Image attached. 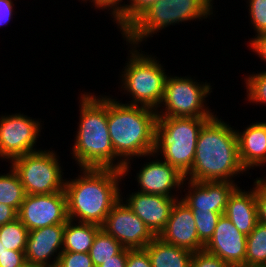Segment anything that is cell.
Here are the masks:
<instances>
[{
  "label": "cell",
  "instance_id": "cell-1",
  "mask_svg": "<svg viewBox=\"0 0 266 267\" xmlns=\"http://www.w3.org/2000/svg\"><path fill=\"white\" fill-rule=\"evenodd\" d=\"M116 100L107 96V123L115 159L118 160L117 170L127 175L131 168L129 160L134 156L157 157L153 153L157 113L149 107L123 104Z\"/></svg>",
  "mask_w": 266,
  "mask_h": 267
},
{
  "label": "cell",
  "instance_id": "cell-2",
  "mask_svg": "<svg viewBox=\"0 0 266 267\" xmlns=\"http://www.w3.org/2000/svg\"><path fill=\"white\" fill-rule=\"evenodd\" d=\"M245 171L239 158L236 130L215 115L200 129L193 165L185 179L234 182L232 177Z\"/></svg>",
  "mask_w": 266,
  "mask_h": 267
},
{
  "label": "cell",
  "instance_id": "cell-3",
  "mask_svg": "<svg viewBox=\"0 0 266 267\" xmlns=\"http://www.w3.org/2000/svg\"><path fill=\"white\" fill-rule=\"evenodd\" d=\"M81 171L83 175L76 179H65L68 219L102 226L122 197L118 183L123 171L111 168H81Z\"/></svg>",
  "mask_w": 266,
  "mask_h": 267
},
{
  "label": "cell",
  "instance_id": "cell-4",
  "mask_svg": "<svg viewBox=\"0 0 266 267\" xmlns=\"http://www.w3.org/2000/svg\"><path fill=\"white\" fill-rule=\"evenodd\" d=\"M90 94L80 96L79 128L71 154L80 169H117L107 123V96Z\"/></svg>",
  "mask_w": 266,
  "mask_h": 267
},
{
  "label": "cell",
  "instance_id": "cell-5",
  "mask_svg": "<svg viewBox=\"0 0 266 267\" xmlns=\"http://www.w3.org/2000/svg\"><path fill=\"white\" fill-rule=\"evenodd\" d=\"M212 0H158L143 10L123 31L132 46L179 22L208 18L213 14Z\"/></svg>",
  "mask_w": 266,
  "mask_h": 267
},
{
  "label": "cell",
  "instance_id": "cell-6",
  "mask_svg": "<svg viewBox=\"0 0 266 267\" xmlns=\"http://www.w3.org/2000/svg\"><path fill=\"white\" fill-rule=\"evenodd\" d=\"M209 119L211 118H157L153 153H161L167 163L185 175L193 165L200 129Z\"/></svg>",
  "mask_w": 266,
  "mask_h": 267
},
{
  "label": "cell",
  "instance_id": "cell-7",
  "mask_svg": "<svg viewBox=\"0 0 266 267\" xmlns=\"http://www.w3.org/2000/svg\"><path fill=\"white\" fill-rule=\"evenodd\" d=\"M136 47H131L129 61L122 71L121 88L131 94L133 100L129 101L130 105L158 110L162 106L168 75L155 57L145 55L143 51L140 53Z\"/></svg>",
  "mask_w": 266,
  "mask_h": 267
},
{
  "label": "cell",
  "instance_id": "cell-8",
  "mask_svg": "<svg viewBox=\"0 0 266 267\" xmlns=\"http://www.w3.org/2000/svg\"><path fill=\"white\" fill-rule=\"evenodd\" d=\"M56 155L53 150H39L19 156L10 162L26 194H52L65 191V180Z\"/></svg>",
  "mask_w": 266,
  "mask_h": 267
},
{
  "label": "cell",
  "instance_id": "cell-9",
  "mask_svg": "<svg viewBox=\"0 0 266 267\" xmlns=\"http://www.w3.org/2000/svg\"><path fill=\"white\" fill-rule=\"evenodd\" d=\"M211 89L207 82L200 84L191 77L167 76L161 102L165 106L162 110L165 111L156 110L157 118H213L214 112H210L204 105Z\"/></svg>",
  "mask_w": 266,
  "mask_h": 267
},
{
  "label": "cell",
  "instance_id": "cell-10",
  "mask_svg": "<svg viewBox=\"0 0 266 267\" xmlns=\"http://www.w3.org/2000/svg\"><path fill=\"white\" fill-rule=\"evenodd\" d=\"M40 128L39 120L21 113L1 116L0 157L11 162L19 156L39 151L34 146L39 138Z\"/></svg>",
  "mask_w": 266,
  "mask_h": 267
},
{
  "label": "cell",
  "instance_id": "cell-11",
  "mask_svg": "<svg viewBox=\"0 0 266 267\" xmlns=\"http://www.w3.org/2000/svg\"><path fill=\"white\" fill-rule=\"evenodd\" d=\"M17 218L28 231L54 224H65L68 220L65 191L52 194H26Z\"/></svg>",
  "mask_w": 266,
  "mask_h": 267
},
{
  "label": "cell",
  "instance_id": "cell-12",
  "mask_svg": "<svg viewBox=\"0 0 266 267\" xmlns=\"http://www.w3.org/2000/svg\"><path fill=\"white\" fill-rule=\"evenodd\" d=\"M101 228L127 249H143L156 237L123 202V197L113 206Z\"/></svg>",
  "mask_w": 266,
  "mask_h": 267
},
{
  "label": "cell",
  "instance_id": "cell-13",
  "mask_svg": "<svg viewBox=\"0 0 266 267\" xmlns=\"http://www.w3.org/2000/svg\"><path fill=\"white\" fill-rule=\"evenodd\" d=\"M246 246L247 236L223 214L204 249L221 258L230 267H245Z\"/></svg>",
  "mask_w": 266,
  "mask_h": 267
},
{
  "label": "cell",
  "instance_id": "cell-14",
  "mask_svg": "<svg viewBox=\"0 0 266 267\" xmlns=\"http://www.w3.org/2000/svg\"><path fill=\"white\" fill-rule=\"evenodd\" d=\"M64 230L65 224H54L29 231L24 252L26 263L43 267H52L58 264L59 257L63 252ZM52 256L55 258L50 263L49 259Z\"/></svg>",
  "mask_w": 266,
  "mask_h": 267
},
{
  "label": "cell",
  "instance_id": "cell-15",
  "mask_svg": "<svg viewBox=\"0 0 266 267\" xmlns=\"http://www.w3.org/2000/svg\"><path fill=\"white\" fill-rule=\"evenodd\" d=\"M164 242L196 252L204 249L199 240L194 215L189 206L177 199L172 207L170 217L158 235Z\"/></svg>",
  "mask_w": 266,
  "mask_h": 267
},
{
  "label": "cell",
  "instance_id": "cell-16",
  "mask_svg": "<svg viewBox=\"0 0 266 267\" xmlns=\"http://www.w3.org/2000/svg\"><path fill=\"white\" fill-rule=\"evenodd\" d=\"M188 181V193L180 199L191 210H208L222 214L230 195L238 187L235 182L229 181Z\"/></svg>",
  "mask_w": 266,
  "mask_h": 267
},
{
  "label": "cell",
  "instance_id": "cell-17",
  "mask_svg": "<svg viewBox=\"0 0 266 267\" xmlns=\"http://www.w3.org/2000/svg\"><path fill=\"white\" fill-rule=\"evenodd\" d=\"M125 203L145 223L151 232L158 236L164 229L177 197L134 192Z\"/></svg>",
  "mask_w": 266,
  "mask_h": 267
},
{
  "label": "cell",
  "instance_id": "cell-18",
  "mask_svg": "<svg viewBox=\"0 0 266 267\" xmlns=\"http://www.w3.org/2000/svg\"><path fill=\"white\" fill-rule=\"evenodd\" d=\"M136 176L141 188L138 192L166 197L177 196L171 194V190H179L186 181L185 176L176 167L158 159L143 165Z\"/></svg>",
  "mask_w": 266,
  "mask_h": 267
},
{
  "label": "cell",
  "instance_id": "cell-19",
  "mask_svg": "<svg viewBox=\"0 0 266 267\" xmlns=\"http://www.w3.org/2000/svg\"><path fill=\"white\" fill-rule=\"evenodd\" d=\"M251 191L237 187L228 199L224 215L231 220L237 229L248 236L258 223L256 205V180Z\"/></svg>",
  "mask_w": 266,
  "mask_h": 267
},
{
  "label": "cell",
  "instance_id": "cell-20",
  "mask_svg": "<svg viewBox=\"0 0 266 267\" xmlns=\"http://www.w3.org/2000/svg\"><path fill=\"white\" fill-rule=\"evenodd\" d=\"M239 158L244 169L264 166L266 163V122L250 124L243 132L236 131Z\"/></svg>",
  "mask_w": 266,
  "mask_h": 267
},
{
  "label": "cell",
  "instance_id": "cell-21",
  "mask_svg": "<svg viewBox=\"0 0 266 267\" xmlns=\"http://www.w3.org/2000/svg\"><path fill=\"white\" fill-rule=\"evenodd\" d=\"M152 267H190L193 252L164 242L156 236L144 248Z\"/></svg>",
  "mask_w": 266,
  "mask_h": 267
},
{
  "label": "cell",
  "instance_id": "cell-22",
  "mask_svg": "<svg viewBox=\"0 0 266 267\" xmlns=\"http://www.w3.org/2000/svg\"><path fill=\"white\" fill-rule=\"evenodd\" d=\"M101 229V226L92 223L78 222L76 225L68 219L65 223L63 251L89 253L96 234Z\"/></svg>",
  "mask_w": 266,
  "mask_h": 267
},
{
  "label": "cell",
  "instance_id": "cell-23",
  "mask_svg": "<svg viewBox=\"0 0 266 267\" xmlns=\"http://www.w3.org/2000/svg\"><path fill=\"white\" fill-rule=\"evenodd\" d=\"M245 267H266V224L258 222L247 236Z\"/></svg>",
  "mask_w": 266,
  "mask_h": 267
},
{
  "label": "cell",
  "instance_id": "cell-24",
  "mask_svg": "<svg viewBox=\"0 0 266 267\" xmlns=\"http://www.w3.org/2000/svg\"><path fill=\"white\" fill-rule=\"evenodd\" d=\"M10 170L7 174H0V204L9 205L18 212L26 192L17 172L12 166Z\"/></svg>",
  "mask_w": 266,
  "mask_h": 267
},
{
  "label": "cell",
  "instance_id": "cell-25",
  "mask_svg": "<svg viewBox=\"0 0 266 267\" xmlns=\"http://www.w3.org/2000/svg\"><path fill=\"white\" fill-rule=\"evenodd\" d=\"M124 247L113 236L108 235L101 229L94 239L89 250L94 267H99L105 261L112 259V256L118 254Z\"/></svg>",
  "mask_w": 266,
  "mask_h": 267
},
{
  "label": "cell",
  "instance_id": "cell-26",
  "mask_svg": "<svg viewBox=\"0 0 266 267\" xmlns=\"http://www.w3.org/2000/svg\"><path fill=\"white\" fill-rule=\"evenodd\" d=\"M28 232L26 226L16 218L0 226V241L6 250L25 251Z\"/></svg>",
  "mask_w": 266,
  "mask_h": 267
},
{
  "label": "cell",
  "instance_id": "cell-27",
  "mask_svg": "<svg viewBox=\"0 0 266 267\" xmlns=\"http://www.w3.org/2000/svg\"><path fill=\"white\" fill-rule=\"evenodd\" d=\"M199 240L206 245L212 238L218 219L223 215L220 212L208 210H192Z\"/></svg>",
  "mask_w": 266,
  "mask_h": 267
},
{
  "label": "cell",
  "instance_id": "cell-28",
  "mask_svg": "<svg viewBox=\"0 0 266 267\" xmlns=\"http://www.w3.org/2000/svg\"><path fill=\"white\" fill-rule=\"evenodd\" d=\"M248 76L245 79L248 100L256 104H266V71Z\"/></svg>",
  "mask_w": 266,
  "mask_h": 267
},
{
  "label": "cell",
  "instance_id": "cell-29",
  "mask_svg": "<svg viewBox=\"0 0 266 267\" xmlns=\"http://www.w3.org/2000/svg\"><path fill=\"white\" fill-rule=\"evenodd\" d=\"M158 0H130L125 4L124 15L116 22L123 31L143 10Z\"/></svg>",
  "mask_w": 266,
  "mask_h": 267
},
{
  "label": "cell",
  "instance_id": "cell-30",
  "mask_svg": "<svg viewBox=\"0 0 266 267\" xmlns=\"http://www.w3.org/2000/svg\"><path fill=\"white\" fill-rule=\"evenodd\" d=\"M249 15L257 34L266 33V0H248Z\"/></svg>",
  "mask_w": 266,
  "mask_h": 267
},
{
  "label": "cell",
  "instance_id": "cell-31",
  "mask_svg": "<svg viewBox=\"0 0 266 267\" xmlns=\"http://www.w3.org/2000/svg\"><path fill=\"white\" fill-rule=\"evenodd\" d=\"M59 267H94L89 253L63 251L59 257Z\"/></svg>",
  "mask_w": 266,
  "mask_h": 267
},
{
  "label": "cell",
  "instance_id": "cell-32",
  "mask_svg": "<svg viewBox=\"0 0 266 267\" xmlns=\"http://www.w3.org/2000/svg\"><path fill=\"white\" fill-rule=\"evenodd\" d=\"M190 267H230V266L218 256L207 252L205 249H202L193 253Z\"/></svg>",
  "mask_w": 266,
  "mask_h": 267
},
{
  "label": "cell",
  "instance_id": "cell-33",
  "mask_svg": "<svg viewBox=\"0 0 266 267\" xmlns=\"http://www.w3.org/2000/svg\"><path fill=\"white\" fill-rule=\"evenodd\" d=\"M256 205L258 222L266 224V177L256 178Z\"/></svg>",
  "mask_w": 266,
  "mask_h": 267
},
{
  "label": "cell",
  "instance_id": "cell-34",
  "mask_svg": "<svg viewBox=\"0 0 266 267\" xmlns=\"http://www.w3.org/2000/svg\"><path fill=\"white\" fill-rule=\"evenodd\" d=\"M24 252L4 249L0 253V267H24L27 265Z\"/></svg>",
  "mask_w": 266,
  "mask_h": 267
},
{
  "label": "cell",
  "instance_id": "cell-35",
  "mask_svg": "<svg viewBox=\"0 0 266 267\" xmlns=\"http://www.w3.org/2000/svg\"><path fill=\"white\" fill-rule=\"evenodd\" d=\"M126 267H152L147 251L143 249H127Z\"/></svg>",
  "mask_w": 266,
  "mask_h": 267
},
{
  "label": "cell",
  "instance_id": "cell-36",
  "mask_svg": "<svg viewBox=\"0 0 266 267\" xmlns=\"http://www.w3.org/2000/svg\"><path fill=\"white\" fill-rule=\"evenodd\" d=\"M91 2H93L95 5L94 7L98 9H107V7L109 8V10L110 8L113 9L110 11V15L113 16L112 18H114L113 20H115V22H117L124 15L125 4L121 5V2H123L122 0H92Z\"/></svg>",
  "mask_w": 266,
  "mask_h": 267
},
{
  "label": "cell",
  "instance_id": "cell-37",
  "mask_svg": "<svg viewBox=\"0 0 266 267\" xmlns=\"http://www.w3.org/2000/svg\"><path fill=\"white\" fill-rule=\"evenodd\" d=\"M256 37V38H255ZM250 40V47L253 50V52H256L259 57H261V60L263 59L264 62L266 61V33H261L259 35H255Z\"/></svg>",
  "mask_w": 266,
  "mask_h": 267
},
{
  "label": "cell",
  "instance_id": "cell-38",
  "mask_svg": "<svg viewBox=\"0 0 266 267\" xmlns=\"http://www.w3.org/2000/svg\"><path fill=\"white\" fill-rule=\"evenodd\" d=\"M13 5L12 0H0V26L11 20Z\"/></svg>",
  "mask_w": 266,
  "mask_h": 267
},
{
  "label": "cell",
  "instance_id": "cell-39",
  "mask_svg": "<svg viewBox=\"0 0 266 267\" xmlns=\"http://www.w3.org/2000/svg\"><path fill=\"white\" fill-rule=\"evenodd\" d=\"M127 248H123L118 254L112 256V259L105 261L99 267H126Z\"/></svg>",
  "mask_w": 266,
  "mask_h": 267
},
{
  "label": "cell",
  "instance_id": "cell-40",
  "mask_svg": "<svg viewBox=\"0 0 266 267\" xmlns=\"http://www.w3.org/2000/svg\"><path fill=\"white\" fill-rule=\"evenodd\" d=\"M18 216V212L11 206L0 204V226L14 221Z\"/></svg>",
  "mask_w": 266,
  "mask_h": 267
},
{
  "label": "cell",
  "instance_id": "cell-41",
  "mask_svg": "<svg viewBox=\"0 0 266 267\" xmlns=\"http://www.w3.org/2000/svg\"><path fill=\"white\" fill-rule=\"evenodd\" d=\"M5 249V247L2 245V242L0 241V253Z\"/></svg>",
  "mask_w": 266,
  "mask_h": 267
},
{
  "label": "cell",
  "instance_id": "cell-42",
  "mask_svg": "<svg viewBox=\"0 0 266 267\" xmlns=\"http://www.w3.org/2000/svg\"><path fill=\"white\" fill-rule=\"evenodd\" d=\"M24 267H43V266H33V265H25Z\"/></svg>",
  "mask_w": 266,
  "mask_h": 267
}]
</instances>
